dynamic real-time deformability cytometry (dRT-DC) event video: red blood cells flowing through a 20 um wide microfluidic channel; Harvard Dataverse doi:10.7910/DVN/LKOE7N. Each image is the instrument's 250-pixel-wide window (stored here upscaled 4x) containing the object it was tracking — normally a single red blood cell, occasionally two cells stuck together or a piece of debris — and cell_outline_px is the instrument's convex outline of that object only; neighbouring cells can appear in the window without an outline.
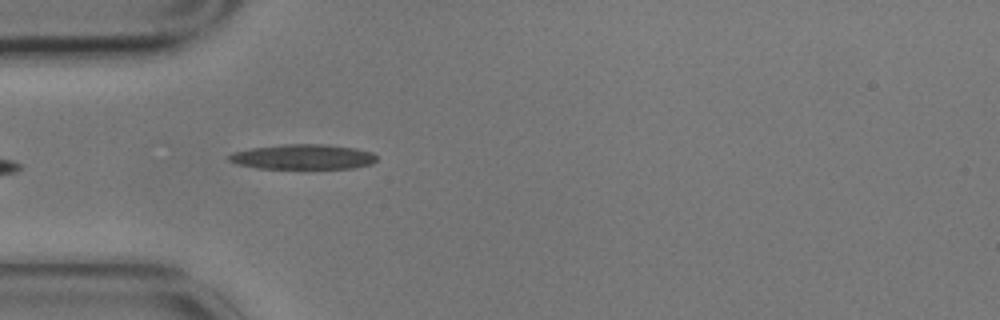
{"species": "common noctule bat (a hibernating species)", "species_latin": "Nyctalus noctula", "temperature_condition": "cold", "stored_images_in_passage": 6, "camera_frame_rate_fps": 3000, "um_per_image_px": 0.085, "animal": {"sex": "male", "body_mass_g": 17.9}, "frame": {"image": 1, "passage_image": 6, "time_ms": 1.667, "image_size_px": [1000, 320], "cell_outline_px": [[376, 160], [372, 164], [352, 168], [304, 172], [256, 168], [236, 164], [228, 160], [228, 156], [232, 152], [252, 148], [284, 144], [324, 144], [356, 148], [372, 152], [376, 156]], "centroid_in_image_um": [25.75, 13.39], "position_along_channel_um": 59.3, "area_um2": 22.89}}